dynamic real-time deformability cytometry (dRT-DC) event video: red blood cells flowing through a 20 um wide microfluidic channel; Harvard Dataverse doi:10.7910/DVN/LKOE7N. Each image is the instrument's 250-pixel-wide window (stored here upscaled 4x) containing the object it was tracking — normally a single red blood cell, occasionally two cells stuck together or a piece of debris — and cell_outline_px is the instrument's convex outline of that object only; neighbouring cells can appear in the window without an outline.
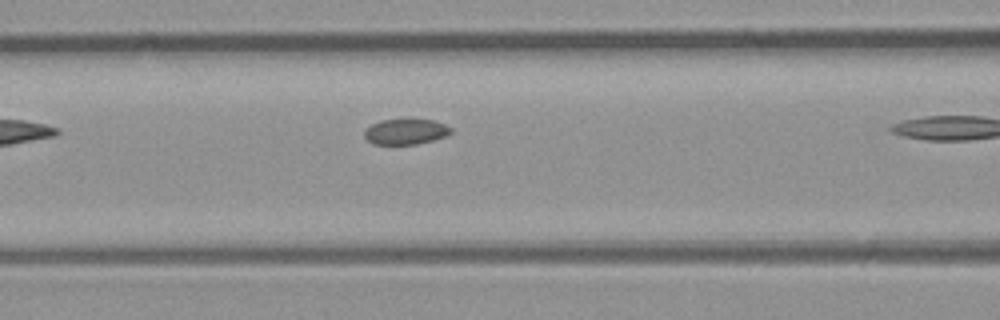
{"species": "common noctule bat (a hibernating species)", "species_latin": "Nyctalus noctula", "temperature_condition": "room temperature", "stored_images_in_passage": 7, "segment_of_instrument_passage": [1, 2], "camera_frame_rate_fps": 3000, "um_per_image_px": 0.085, "animal": {"sex": "male", "body_mass_g": 23.1, "forearm_length_mm": 52.7}, "frame": {"image": 1, "passage_image": 6, "time_ms": 5.667, "image_size_px": [1000, 320], "cell_outline_px": [[452, 132], [444, 136], [432, 140], [416, 144], [372, 144], [364, 136], [364, 132], [372, 124], [380, 120], [432, 120], [444, 124], [452, 128]], "centroid_in_image_um": [34.47, 11.2], "position_along_channel_um": 132.1, "area_um2": 12.6}}